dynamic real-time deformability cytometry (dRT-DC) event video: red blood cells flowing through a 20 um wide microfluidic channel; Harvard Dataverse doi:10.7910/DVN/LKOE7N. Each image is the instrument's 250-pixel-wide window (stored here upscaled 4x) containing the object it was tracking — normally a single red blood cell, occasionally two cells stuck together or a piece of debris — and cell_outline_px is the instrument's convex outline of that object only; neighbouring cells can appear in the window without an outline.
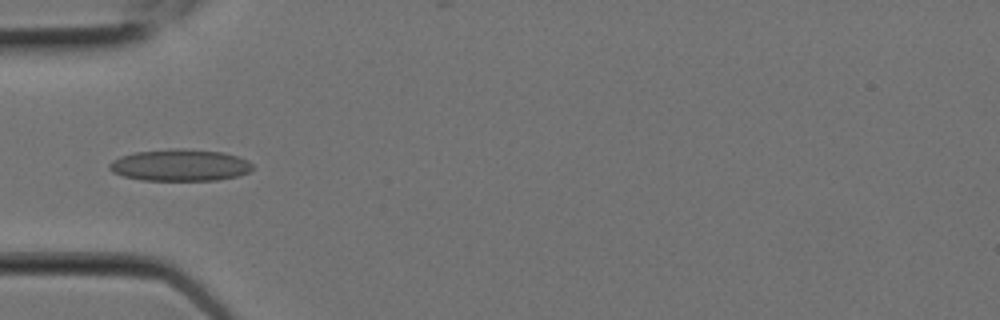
{"species": "Egyptian fruit bat (a non-hibernating species)", "species_latin": "Rousettus aegyptiacus", "temperature_condition": "room temperature", "stored_images_in_passage": 7, "camera_frame_rate_fps": 3000, "um_per_image_px": 0.085, "animal": {"sex": "female"}, "frame": {"image": 1, "passage_image": 4, "time_ms": 1.0, "image_size_px": [1000, 320], "cell_outline_px": [[252, 168], [248, 172], [236, 176], [216, 180], [140, 180], [124, 176], [112, 172], [108, 168], [108, 164], [112, 160], [120, 156], [136, 152], [172, 148], [184, 148], [224, 152], [248, 160], [252, 164]], "centroid_in_image_um": [15.27, 14.03], "position_along_channel_um": 69.7, "area_um2": 26.59}}
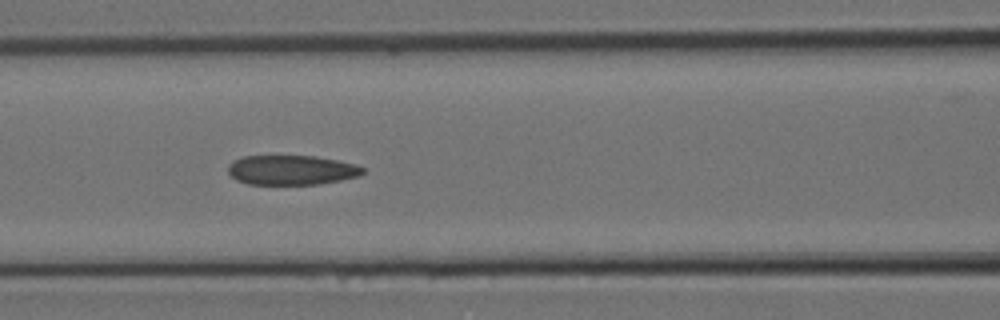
{"frame": {"image": 2, "passage_image": 6, "time_ms": 1.667, "image_size_px": [1000, 320], "cell_outline_px": [[368, 168], [360, 176], [340, 180], [316, 184], [248, 184], [236, 180], [228, 172], [228, 164], [232, 160], [244, 156], [316, 156], [356, 164]], "centroid_in_image_um": [24.79, 14.45], "position_along_channel_um": 141.8, "area_um2": 23.41}}
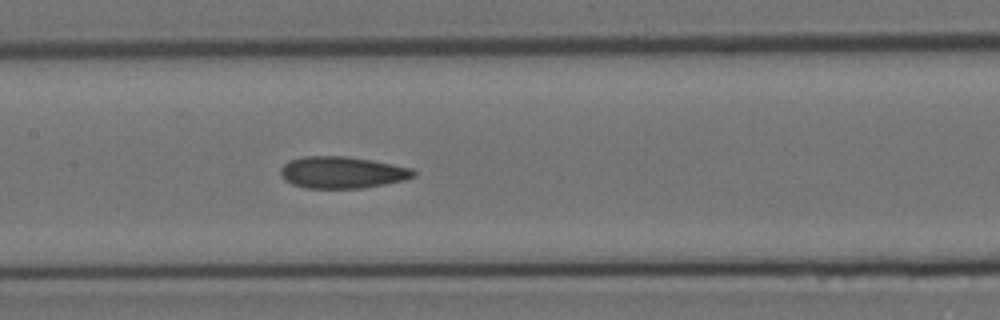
{"frame": {"image": 3, "passage_image": 7, "time_ms": 2.0, "image_size_px": [1000, 320], "cell_outline_px": [[416, 176], [404, 180], [364, 188], [308, 188], [292, 184], [284, 180], [280, 176], [280, 168], [288, 160], [304, 156], [348, 156], [372, 160], [412, 168], [416, 172]], "centroid_in_image_um": [29.06, 14.65], "position_along_channel_um": 178.3, "area_um2": 24.8}}